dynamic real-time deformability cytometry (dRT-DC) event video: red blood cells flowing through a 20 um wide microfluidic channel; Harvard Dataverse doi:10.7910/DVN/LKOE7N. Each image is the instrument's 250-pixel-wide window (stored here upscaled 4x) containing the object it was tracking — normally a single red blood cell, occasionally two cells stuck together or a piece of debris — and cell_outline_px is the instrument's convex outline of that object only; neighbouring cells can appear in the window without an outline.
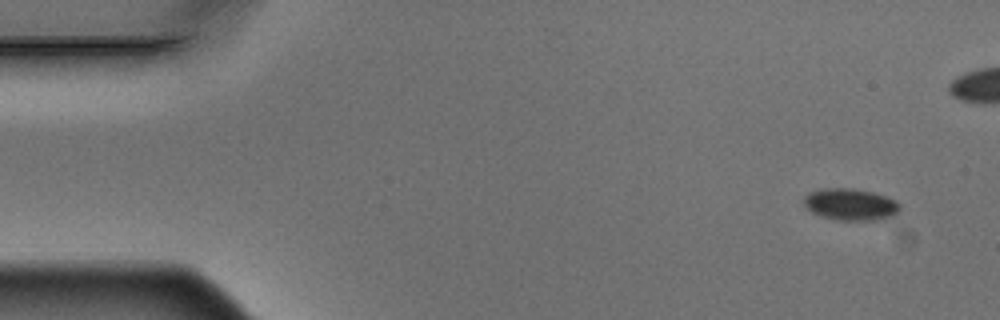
{"species": "Egyptian fruit bat (a non-hibernating species)", "species_latin": "Rousettus aegyptiacus", "temperature_condition": "warm", "stored_images_in_passage": 5, "camera_frame_rate_fps": 3000, "um_per_image_px": 0.085, "animal": {"sex": "male"}, "frame": {"image": 1, "passage_image": 1, "time_ms": 0.0, "image_size_px": [1000, 320], "cell_outline_px": [[900, 208], [896, 216], [872, 220], [836, 220], [820, 216], [812, 212], [804, 204], [804, 196], [808, 192], [824, 188], [852, 188], [872, 192], [896, 200], [900, 204]], "centroid_in_image_um": [72.29, 17.37], "position_along_channel_um": 12.7, "area_um2": 17.86}}